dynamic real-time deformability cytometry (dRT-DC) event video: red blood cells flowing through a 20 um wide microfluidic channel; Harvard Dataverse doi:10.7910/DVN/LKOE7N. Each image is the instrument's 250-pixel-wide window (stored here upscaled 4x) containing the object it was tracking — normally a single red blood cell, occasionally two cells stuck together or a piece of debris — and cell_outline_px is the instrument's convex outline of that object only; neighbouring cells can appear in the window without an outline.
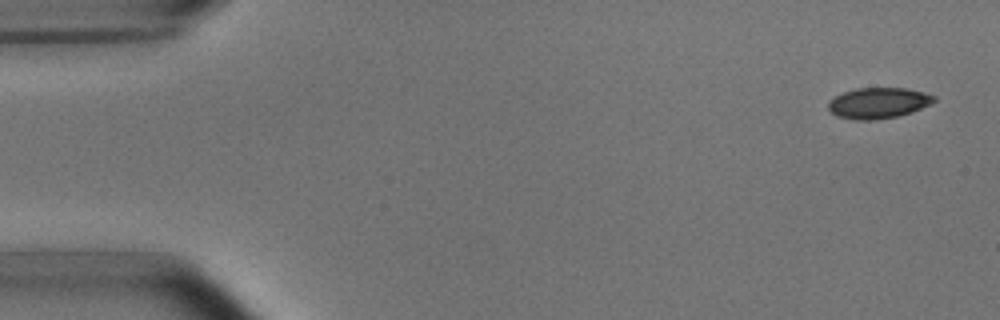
{"species": "common noctule bat (a hibernating species)", "species_latin": "Nyctalus noctula", "temperature_condition": "room temperature", "stored_images_in_passage": 3, "camera_frame_rate_fps": 3000, "um_per_image_px": 0.085, "animal": {"sex": "male", "body_mass_g": 15.6}, "frame": {"image": 1, "passage_image": 1, "time_ms": 0.0, "image_size_px": [1000, 320], "cell_outline_px": [[936, 100], [912, 112], [896, 116], [872, 120], [856, 120], [836, 116], [828, 108], [828, 100], [844, 92], [856, 88], [908, 88], [924, 92], [936, 96]], "centroid_in_image_um": [74.64, 8.75], "position_along_channel_um": 10.4, "area_um2": 18.9}}